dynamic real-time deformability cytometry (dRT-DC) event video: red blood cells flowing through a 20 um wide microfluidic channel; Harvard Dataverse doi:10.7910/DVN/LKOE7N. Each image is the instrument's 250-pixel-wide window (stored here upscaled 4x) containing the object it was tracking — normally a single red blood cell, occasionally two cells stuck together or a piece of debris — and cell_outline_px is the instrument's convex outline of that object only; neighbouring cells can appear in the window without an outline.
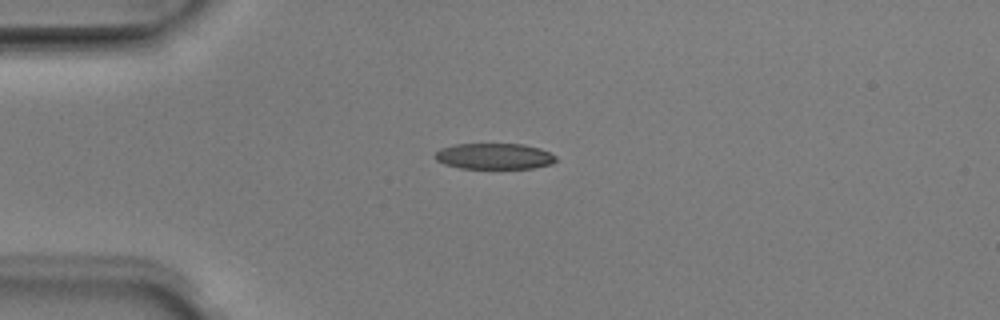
{"species": "Egyptian fruit bat (a non-hibernating species)", "species_latin": "Rousettus aegyptiacus", "temperature_condition": "room temperature", "stored_images_in_passage": 39, "camera_frame_rate_fps": 3000, "um_per_image_px": 0.085, "animal": {"sex": "male"}, "frame": {"image": 1, "passage_image": 1, "time_ms": 0.0, "image_size_px": [1000, 320], "cell_outline_px": [[556, 160], [552, 164], [532, 168], [460, 168], [444, 164], [436, 160], [432, 156], [440, 148], [456, 144], [524, 144], [540, 148], [556, 156]], "centroid_in_image_um": [41.99, 13.28], "position_along_channel_um": 43.0, "area_um2": 18.32}}
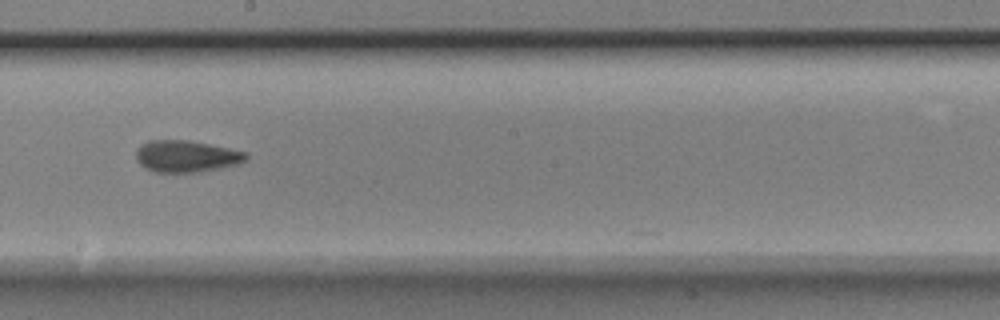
{"frame": {"image": 2, "passage_image": 17, "time_ms": 5.333, "image_size_px": [1000, 320], "cell_outline_px": [[248, 160], [236, 164], [220, 168], [200, 172], [156, 172], [144, 168], [136, 160], [136, 148], [140, 144], [148, 140], [188, 140], [248, 152]], "centroid_in_image_um": [15.81, 13.28], "position_along_channel_um": 232.4, "area_um2": 20.52}}
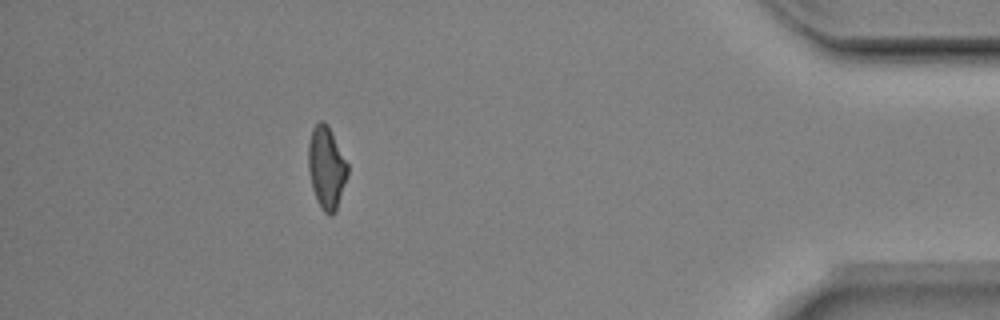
{"frame": {"image": 3, "passage_image": 34, "time_ms": 11.0, "image_size_px": [1000, 320], "cell_outline_px": [[348, 176], [336, 212], [332, 216], [328, 216], [324, 212], [316, 200], [312, 188], [308, 168], [308, 144], [312, 128], [320, 120], [324, 120], [328, 124], [348, 164]], "centroid_in_image_um": [27.75, 14.26], "position_along_channel_um": 407.4, "area_um2": 19.19}, "authors_computed_cell_mechanics": {"area_um2": 19.7098, "velocity_mm_per_s": 3.9753, "shape_relaxation_time_tau1_ms": 5.7963, "shape_relaxation_time_tau2_ms": 2.5244, "deformation_change_tau1": 0.1582, "deformation_change_tau2": 0.107}}